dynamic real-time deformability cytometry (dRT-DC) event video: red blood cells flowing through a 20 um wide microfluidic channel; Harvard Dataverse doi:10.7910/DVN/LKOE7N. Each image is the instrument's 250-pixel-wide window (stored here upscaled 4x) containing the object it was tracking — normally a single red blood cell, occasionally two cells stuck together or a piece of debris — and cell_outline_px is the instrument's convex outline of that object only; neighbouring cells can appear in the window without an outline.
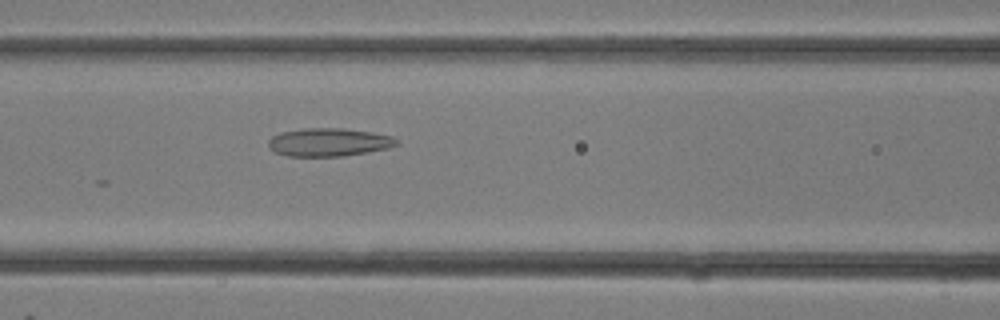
{"species": "common noctule bat (a hibernating species)", "species_latin": "Nyctalus noctula", "temperature_condition": "room temperature", "stored_images_in_passage": 5, "camera_frame_rate_fps": 3000, "um_per_image_px": 0.085, "animal": {"sex": "female"}, "frame": {"image": 1, "passage_image": 5, "time_ms": 1.333, "image_size_px": [1000, 320], "cell_outline_px": [[400, 144], [388, 148], [368, 152], [340, 156], [288, 156], [276, 152], [268, 148], [268, 140], [272, 136], [280, 132], [304, 128], [344, 128], [372, 132], [392, 136], [400, 140]], "centroid_in_image_um": [27.97, 12.08], "position_along_channel_um": 138.6, "area_um2": 21.21}}